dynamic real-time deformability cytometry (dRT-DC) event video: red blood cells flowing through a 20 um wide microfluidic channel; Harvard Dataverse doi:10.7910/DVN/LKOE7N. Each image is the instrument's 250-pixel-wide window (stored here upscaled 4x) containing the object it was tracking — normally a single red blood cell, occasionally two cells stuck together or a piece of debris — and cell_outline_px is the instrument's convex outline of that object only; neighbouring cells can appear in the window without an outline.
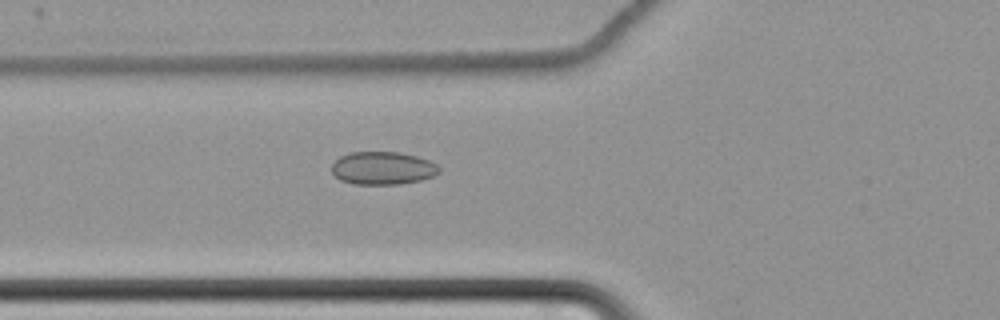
{"species": "common noctule bat (a hibernating species)", "species_latin": "Nyctalus noctula", "temperature_condition": "cold", "stored_images_in_passage": 63, "camera_frame_rate_fps": 3000, "um_per_image_px": 0.085, "animal": {"sex": "female", "body_mass_g": 22.7, "forearm_length_mm": 54.2}, "frame": {"image": 1, "passage_image": 26, "time_ms": 8.333, "image_size_px": [1000, 320], "cell_outline_px": [[440, 172], [432, 176], [420, 180], [400, 184], [352, 184], [340, 180], [332, 172], [332, 164], [340, 156], [348, 152], [400, 152], [416, 156], [428, 160], [436, 164], [440, 168]], "centroid_in_image_um": [32.52, 14.29], "position_along_channel_um": 93.3, "area_um2": 20.63}}
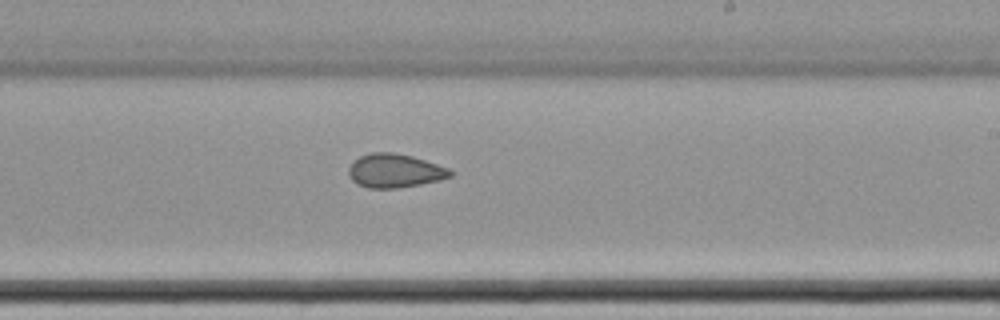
{"frame": {"image": 2, "passage_image": 40, "time_ms": 13.0, "image_size_px": [1000, 320], "cell_outline_px": [[456, 172], [452, 176], [440, 180], [420, 184], [396, 188], [368, 188], [356, 184], [348, 176], [348, 168], [360, 156], [372, 152], [392, 152], [412, 156], [448, 168]], "centroid_in_image_um": [33.56, 14.52], "position_along_channel_um": 255.4, "area_um2": 20.0}}
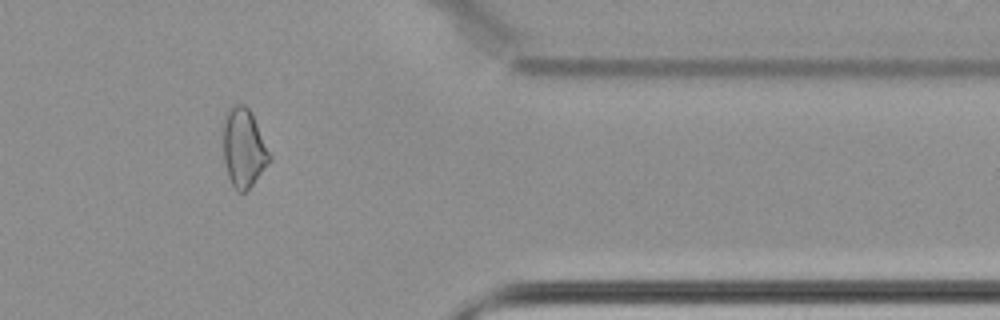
{"frame": {"image": 3, "passage_image": 53, "time_ms": 17.333, "image_size_px": [1000, 320], "cell_outline_px": [[272, 160], [252, 184], [244, 192], [236, 192], [228, 176], [224, 160], [224, 112], [228, 108], [236, 104], [244, 104], [252, 112], [272, 156]], "centroid_in_image_um": [20.73, 12.55], "position_along_channel_um": 390.7, "area_um2": 21.39}, "authors_computed_cell_mechanics": {"area_um2": 22.1374, "velocity_mm_per_s": 3.4736, "shape_relaxation_time_tau1_ms": null, "shape_relaxation_time_tau2_ms": 6.8494, "deformation_change_tau1": null, "deformation_change_tau2": 0.1021}}